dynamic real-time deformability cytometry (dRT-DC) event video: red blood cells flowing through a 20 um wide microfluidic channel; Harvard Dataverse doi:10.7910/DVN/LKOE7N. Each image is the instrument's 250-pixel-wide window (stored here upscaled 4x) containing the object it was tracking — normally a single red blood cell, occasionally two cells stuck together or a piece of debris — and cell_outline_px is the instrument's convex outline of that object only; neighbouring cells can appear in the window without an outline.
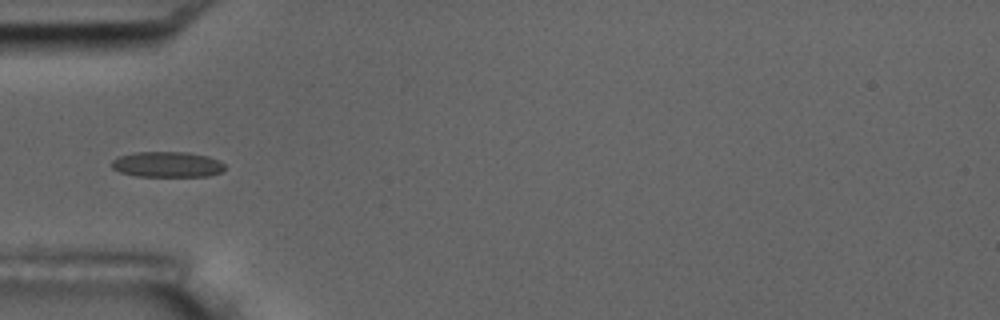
{"species": "common noctule bat (a hibernating species)", "species_latin": "Nyctalus noctula", "temperature_condition": "room temperature", "stored_images_in_passage": 11, "camera_frame_rate_fps": 3000, "um_per_image_px": 0.085, "animal": {"sex": "male", "body_mass_g": 17.5, "forearm_length_mm": 52.3}, "frame": {"image": 1, "passage_image": 5, "time_ms": 5.667, "image_size_px": [1000, 320], "cell_outline_px": [[224, 172], [208, 176], [136, 176], [120, 172], [112, 168], [112, 160], [120, 156], [136, 152], [188, 152], [208, 156], [220, 160], [224, 164]], "centroid_in_image_um": [14.25, 13.98], "position_along_channel_um": 70.7, "area_um2": 16.94}}
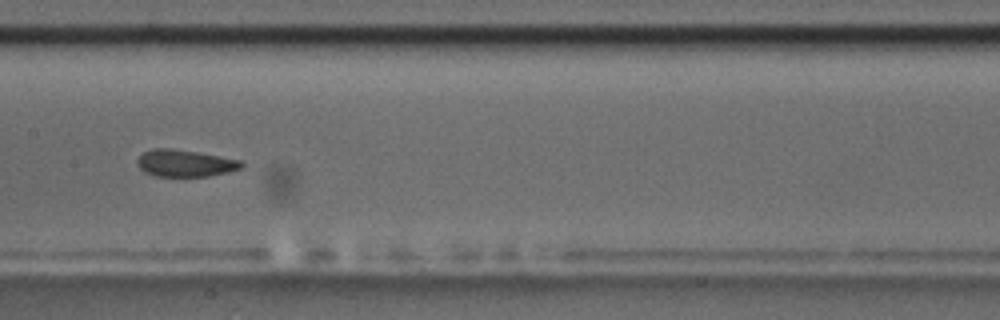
{"frame": {"image": 2, "passage_image": 8, "time_ms": 9.0, "image_size_px": [1000, 320], "cell_outline_px": [[244, 164], [240, 168], [228, 172], [208, 176], [156, 176], [144, 172], [136, 164], [136, 160], [144, 152], [152, 148], [172, 148], [196, 152], [240, 160]], "centroid_in_image_um": [15.68, 13.87], "position_along_channel_um": 191.7, "area_um2": 16.24}}
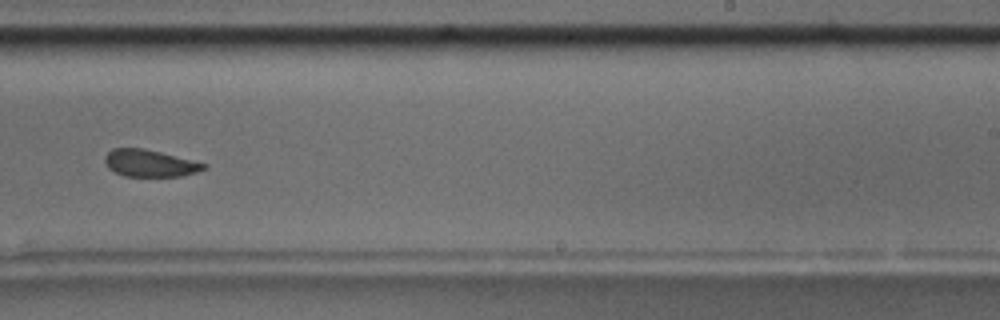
{"frame": {"image": 3, "passage_image": 10, "time_ms": 11.333, "image_size_px": [1000, 320], "cell_outline_px": [[208, 164], [204, 168], [196, 172], [180, 176], [124, 176], [108, 168], [104, 160], [104, 156], [112, 148], [144, 148]], "centroid_in_image_um": [12.69, 13.87], "position_along_channel_um": 276.3, "area_um2": 15.43}}